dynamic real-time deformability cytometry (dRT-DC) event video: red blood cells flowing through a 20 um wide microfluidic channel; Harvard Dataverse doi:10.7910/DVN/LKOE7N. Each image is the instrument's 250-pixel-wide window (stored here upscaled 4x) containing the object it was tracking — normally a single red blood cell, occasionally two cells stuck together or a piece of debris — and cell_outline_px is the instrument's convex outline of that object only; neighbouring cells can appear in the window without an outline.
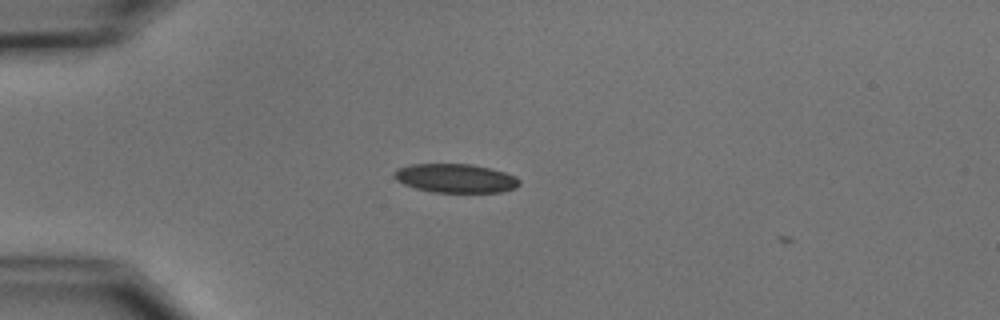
{"species": "common noctule bat (a hibernating species)", "species_latin": "Nyctalus noctula", "temperature_condition": "cold", "stored_images_in_passage": 4, "camera_frame_rate_fps": 3000, "um_per_image_px": 0.085, "animal": {"sex": "male", "body_mass_g": 15.6}, "frame": {"image": 1, "passage_image": 2, "time_ms": 1.333, "image_size_px": [1000, 320], "cell_outline_px": [[520, 184], [516, 188], [500, 192], [432, 192], [416, 188], [404, 184], [396, 180], [392, 176], [392, 172], [396, 168], [412, 164], [472, 164], [504, 172], [516, 176], [520, 180]], "centroid_in_image_um": [38.69, 15.15], "position_along_channel_um": 46.3, "area_um2": 21.15}}